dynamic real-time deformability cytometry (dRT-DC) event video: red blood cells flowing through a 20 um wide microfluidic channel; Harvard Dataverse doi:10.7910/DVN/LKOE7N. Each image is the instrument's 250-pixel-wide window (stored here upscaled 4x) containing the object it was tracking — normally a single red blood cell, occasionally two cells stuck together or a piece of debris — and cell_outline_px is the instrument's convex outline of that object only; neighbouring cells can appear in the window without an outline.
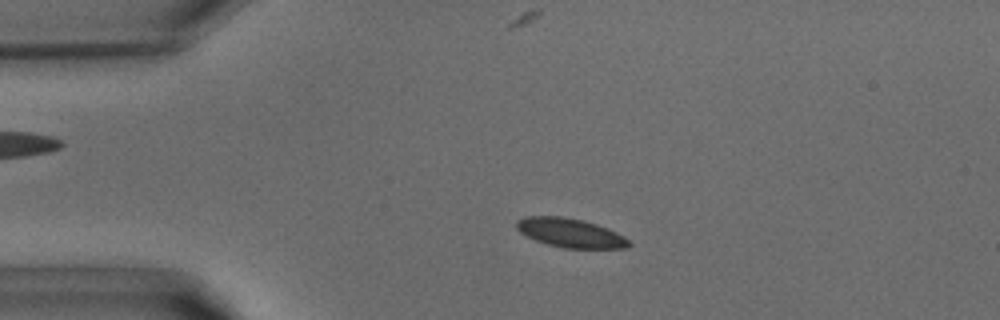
{"species": "common noctule bat (a hibernating species)", "species_latin": "Nyctalus noctula", "temperature_condition": "warm", "stored_images_in_passage": 16, "camera_frame_rate_fps": 3000, "um_per_image_px": 0.085, "animal": {"sex": "male", "body_mass_g": 15.6}, "frame": {"image": 1, "passage_image": 7, "time_ms": 2.0, "image_size_px": [1000, 320], "cell_outline_px": [[632, 244], [628, 248], [564, 248], [548, 244], [536, 240], [520, 232], [516, 228], [516, 220], [524, 216], [560, 216], [584, 220], [608, 228], [624, 236]], "centroid_in_image_um": [48.48, 19.79], "position_along_channel_um": 36.5, "area_um2": 19.02}}
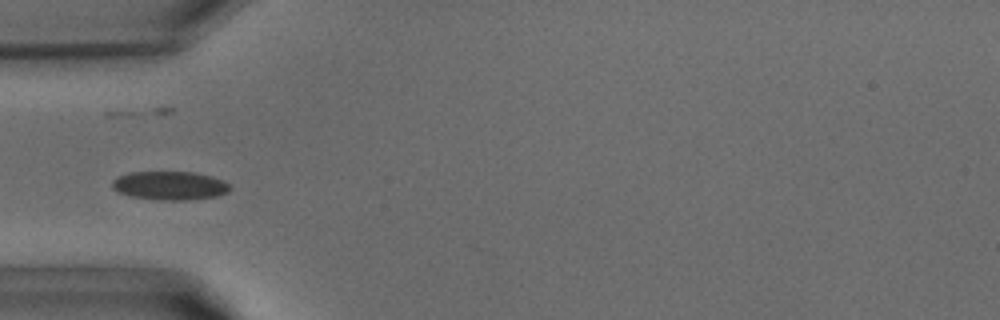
{"frame": {"image": 2, "passage_image": 11, "time_ms": 3.333, "image_size_px": [1000, 320], "cell_outline_px": [[232, 188], [228, 192], [216, 196], [188, 200], [160, 200], [132, 196], [120, 192], [112, 188], [112, 180], [128, 172], [196, 172], [212, 176], [224, 180]], "centroid_in_image_um": [14.47, 15.77], "position_along_channel_um": 70.5, "area_um2": 19.65}}
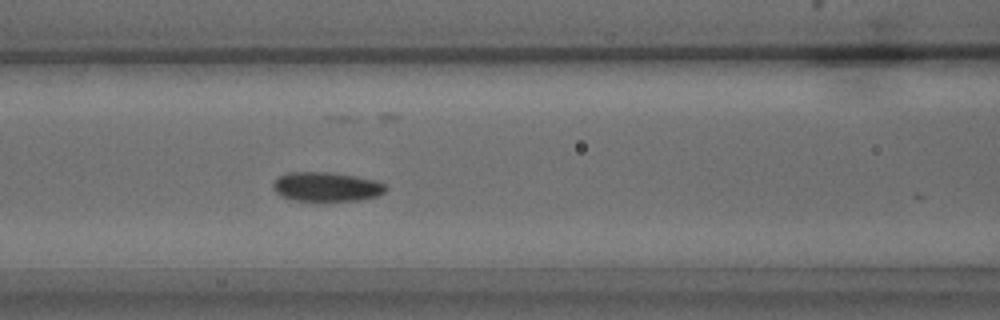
{"frame": {"image": 3, "passage_image": 15, "time_ms": 4.667, "image_size_px": [1000, 320], "cell_outline_px": [[388, 188], [384, 192], [376, 196], [356, 200], [296, 200], [280, 196], [272, 188], [272, 184], [280, 176], [288, 172], [332, 172], [356, 176], [376, 180], [384, 184]], "centroid_in_image_um": [27.74, 15.86], "position_along_channel_um": 138.9, "area_um2": 19.07}}